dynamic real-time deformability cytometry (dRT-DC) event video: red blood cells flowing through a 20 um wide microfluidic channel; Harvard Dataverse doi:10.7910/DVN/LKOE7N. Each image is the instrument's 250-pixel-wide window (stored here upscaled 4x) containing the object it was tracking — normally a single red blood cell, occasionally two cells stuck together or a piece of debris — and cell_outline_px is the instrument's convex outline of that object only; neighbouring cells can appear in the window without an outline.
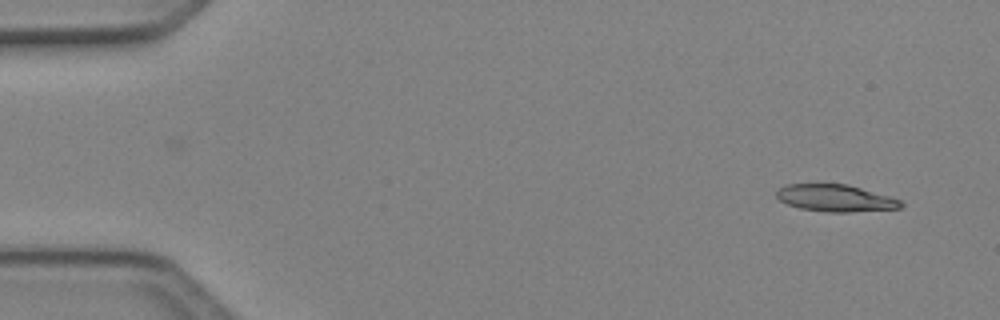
{"species": "Egyptian fruit bat (a non-hibernating species)", "species_latin": "Rousettus aegyptiacus", "temperature_condition": "cold", "stored_images_in_passage": 2, "camera_frame_rate_fps": 3000, "um_per_image_px": 0.085, "animal": {"sex": "female"}, "frame": {"image": 1, "passage_image": 2, "time_ms": 0.333, "image_size_px": [1000, 320], "cell_outline_px": [[904, 204], [900, 208], [852, 212], [828, 212], [800, 208], [788, 204], [780, 200], [776, 196], [776, 192], [780, 188], [788, 184], [848, 184], [888, 196], [900, 200]], "centroid_in_image_um": [71.01, 16.84], "position_along_channel_um": 14.0, "area_um2": 19.36}}